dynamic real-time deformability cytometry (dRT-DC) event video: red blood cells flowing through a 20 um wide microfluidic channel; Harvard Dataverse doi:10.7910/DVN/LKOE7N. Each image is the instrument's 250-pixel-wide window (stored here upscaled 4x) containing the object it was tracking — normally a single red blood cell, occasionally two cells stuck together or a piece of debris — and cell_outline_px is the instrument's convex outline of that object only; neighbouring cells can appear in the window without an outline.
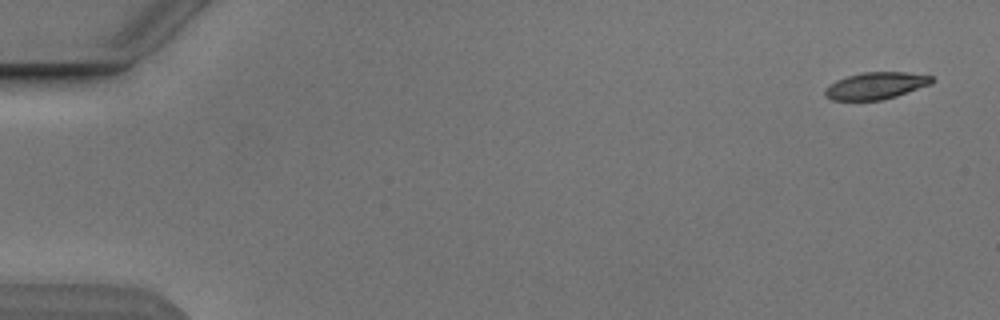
{"species": "Egyptian fruit bat (a non-hibernating species)", "species_latin": "Rousettus aegyptiacus", "temperature_condition": "cold", "stored_images_in_passage": 5, "camera_frame_rate_fps": 3000, "um_per_image_px": 0.085, "animal": {"sex": "male"}, "frame": {"image": 1, "passage_image": 1, "time_ms": 0.0, "image_size_px": [1000, 320], "cell_outline_px": [[936, 80], [932, 84], [896, 96], [880, 100], [832, 100], [824, 96], [824, 88], [828, 84], [836, 80], [860, 72], [904, 72], [932, 76]], "centroid_in_image_um": [74.43, 7.28], "position_along_channel_um": 10.6, "area_um2": 16.94}}